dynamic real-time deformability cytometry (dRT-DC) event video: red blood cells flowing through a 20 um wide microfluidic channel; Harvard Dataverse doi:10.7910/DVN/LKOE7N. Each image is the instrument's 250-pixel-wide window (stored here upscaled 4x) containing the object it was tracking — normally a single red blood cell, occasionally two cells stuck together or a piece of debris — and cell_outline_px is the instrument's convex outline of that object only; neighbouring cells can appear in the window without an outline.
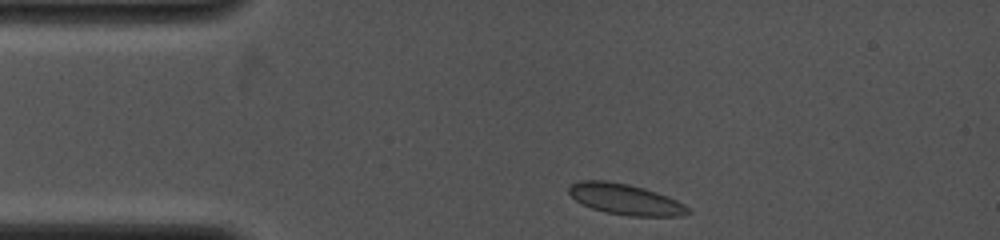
{"species": "common noctule bat (a hibernating species)", "species_latin": "Nyctalus noctula", "temperature_condition": "cold", "stored_images_in_passage": 36, "camera_frame_rate_fps": 4000, "um_per_image_px": 0.085, "animal": {"sex": "female", "body_mass_g": 19.0, "forearm_length_mm": 53.3}, "frame": {"image": 1, "passage_image": 2, "time_ms": 0.25, "image_size_px": [1000, 240], "cell_outline_px": [[692, 212], [680, 216], [628, 216], [604, 212], [592, 208], [576, 200], [568, 192], [568, 188], [572, 184], [580, 180], [604, 180], [628, 184], [644, 188], [668, 196], [684, 204]], "centroid_in_image_um": [53.16, 16.94], "position_along_channel_um": 31.8, "area_um2": 21.33}}
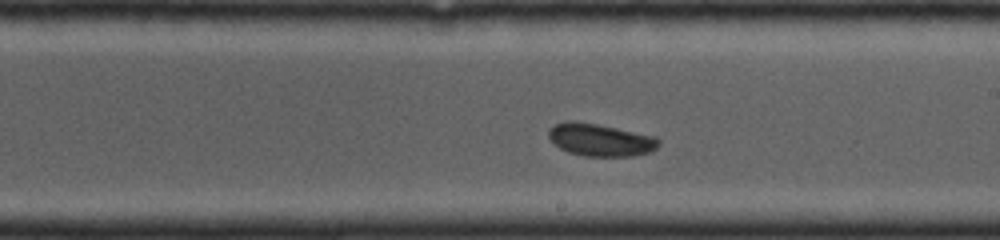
{"frame": {"image": 2, "passage_image": 21, "time_ms": 6.0, "image_size_px": [1000, 240], "cell_outline_px": [[660, 144], [652, 152], [632, 156], [584, 156], [568, 152], [560, 148], [548, 136], [548, 128], [556, 124], [568, 120], [576, 120], [656, 136], [660, 140]], "centroid_in_image_um": [51.04, 11.89], "position_along_channel_um": 238.0, "area_um2": 20.92}}
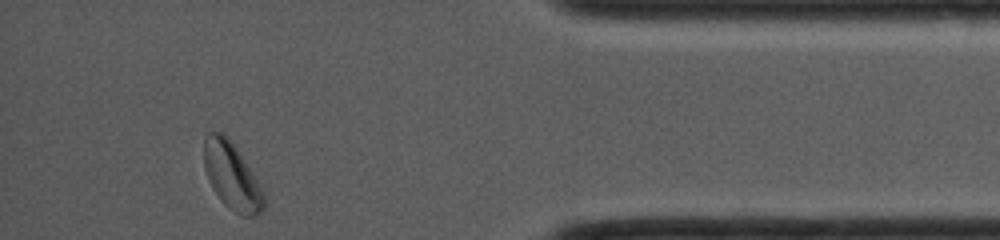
{"frame": {"image": 3, "passage_image": 36, "time_ms": 10.75, "image_size_px": [1000, 240], "cell_outline_px": [[264, 208], [256, 216], [240, 216], [224, 204], [220, 200], [212, 188], [208, 180], [204, 168], [204, 136], [208, 132], [220, 132], [236, 148], [260, 184], [264, 192]], "centroid_in_image_um": [19.69, 15.01], "position_along_channel_um": 415.5, "area_um2": 23.18}}